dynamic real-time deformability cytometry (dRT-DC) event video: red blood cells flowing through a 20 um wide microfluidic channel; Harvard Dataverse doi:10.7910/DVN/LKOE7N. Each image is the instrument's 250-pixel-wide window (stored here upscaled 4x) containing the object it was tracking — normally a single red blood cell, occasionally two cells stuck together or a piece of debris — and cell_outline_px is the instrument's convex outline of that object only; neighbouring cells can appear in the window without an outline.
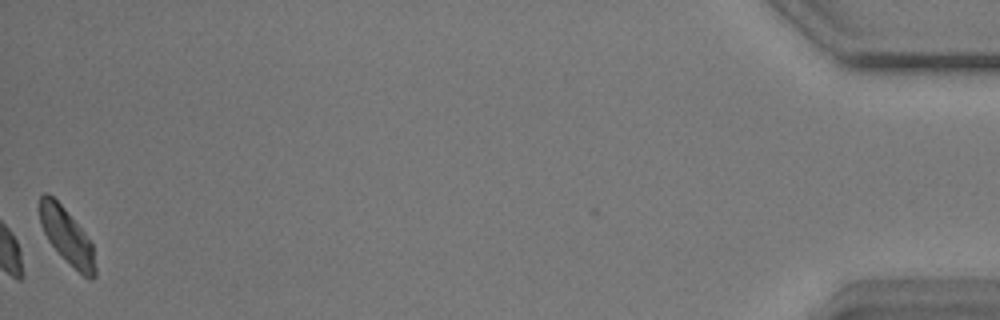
{"species": "common noctule bat (a hibernating species)", "species_latin": "Nyctalus noctula", "temperature_condition": "warm", "stored_images_in_passage": 41, "camera_frame_rate_fps": 3000, "um_per_image_px": 0.085, "animal": {"sex": "male", "body_mass_g": 17.9}, "frame": {"image": 1, "passage_image": 41, "time_ms": 13.333, "image_size_px": [1000, 320], "cell_outline_px": [[96, 276], [92, 280], [88, 280], [48, 240], [40, 224], [40, 196], [44, 192], [48, 192], [64, 208], [84, 232], [92, 244], [96, 268]], "centroid_in_image_um": [5.69, 20.05], "position_along_channel_um": 429.5, "area_um2": 17.46}, "authors_computed_cell_mechanics": {"area_um2": 19.2474, "velocity_mm_per_s": 3.5588, "shape_relaxation_time_tau1_ms": 2.1763, "shape_relaxation_time_tau2_ms": 10.0725, "deformation_change_tau1": 0.111, "deformation_change_tau2": 0.1616}}